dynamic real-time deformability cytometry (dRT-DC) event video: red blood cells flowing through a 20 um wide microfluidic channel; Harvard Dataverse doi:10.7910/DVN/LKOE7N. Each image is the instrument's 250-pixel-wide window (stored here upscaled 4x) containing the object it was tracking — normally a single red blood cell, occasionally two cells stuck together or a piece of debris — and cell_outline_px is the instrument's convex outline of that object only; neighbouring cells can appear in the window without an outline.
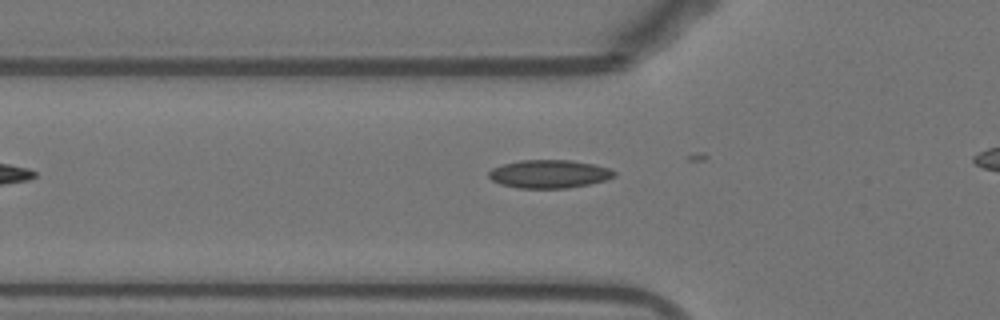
{"species": "Egyptian fruit bat (a non-hibernating species)", "species_latin": "Rousettus aegyptiacus", "temperature_condition": "warm", "stored_images_in_passage": 3, "camera_frame_rate_fps": 3000, "um_per_image_px": 0.085, "animal": {"sex": "female"}, "frame": {"image": 1, "passage_image": 2, "time_ms": 0.333, "image_size_px": [1000, 320], "cell_outline_px": [[616, 176], [604, 180], [588, 184], [568, 188], [516, 188], [500, 184], [492, 180], [488, 176], [488, 172], [492, 168], [504, 164], [520, 160], [572, 160], [592, 164], [608, 168], [616, 172]], "centroid_in_image_um": [46.66, 14.79], "position_along_channel_um": 79.1, "area_um2": 20.58}}